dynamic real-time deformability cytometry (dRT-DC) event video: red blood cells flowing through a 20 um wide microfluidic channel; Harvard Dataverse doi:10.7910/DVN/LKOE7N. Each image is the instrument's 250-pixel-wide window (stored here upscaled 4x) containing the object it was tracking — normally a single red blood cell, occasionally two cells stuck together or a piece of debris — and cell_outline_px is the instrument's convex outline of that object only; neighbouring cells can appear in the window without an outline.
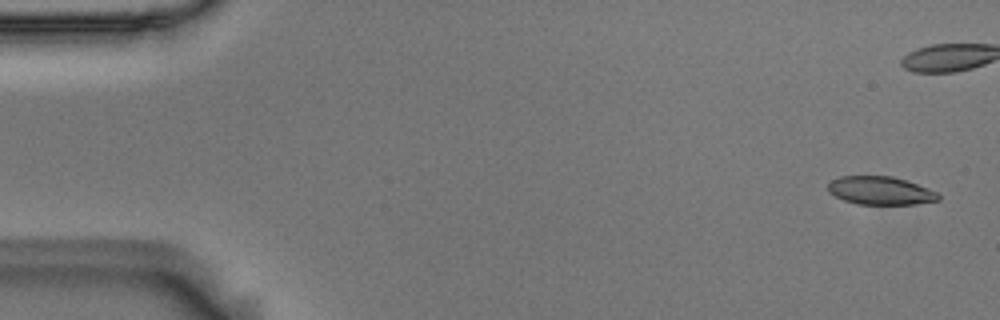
{"species": "Egyptian fruit bat (a non-hibernating species)", "species_latin": "Rousettus aegyptiacus", "temperature_condition": "room temperature", "stored_images_in_passage": 6, "camera_frame_rate_fps": 3000, "um_per_image_px": 0.085, "animal": {"sex": "male"}, "frame": {"image": 1, "passage_image": 1, "time_ms": 0.0, "image_size_px": [1000, 320], "cell_outline_px": [[940, 200], [916, 204], [856, 204], [844, 200], [828, 192], [828, 184], [832, 180], [840, 176], [892, 176], [916, 184], [936, 192], [940, 196]], "centroid_in_image_um": [74.81, 16.21], "position_along_channel_um": 10.2, "area_um2": 17.98}}
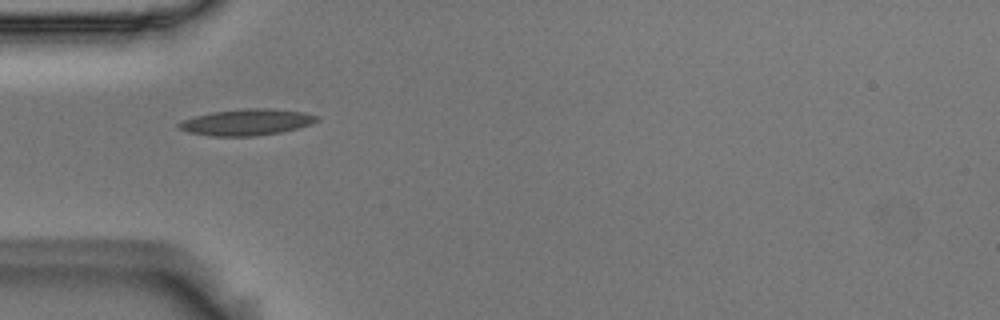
{"frame": {"image": 2, "passage_image": 5, "time_ms": 1.333, "image_size_px": [1000, 320], "cell_outline_px": [[320, 120], [296, 128], [280, 132], [256, 136], [212, 136], [188, 132], [176, 128], [176, 124], [184, 120], [196, 116], [212, 112], [244, 108], [268, 108], [304, 112], [320, 116]], "centroid_in_image_um": [20.96, 10.38], "position_along_channel_um": 64.0, "area_um2": 21.1}}
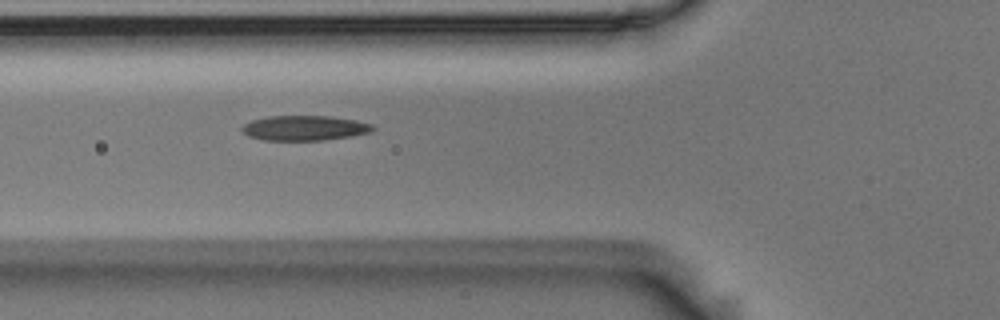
{"frame": {"image": 3, "passage_image": 6, "time_ms": 1.667, "image_size_px": [1000, 320], "cell_outline_px": [[376, 128], [372, 132], [352, 136], [324, 140], [264, 140], [248, 136], [240, 128], [244, 124], [252, 120], [268, 116], [332, 116], [356, 120], [372, 124]], "centroid_in_image_um": [25.92, 10.88], "position_along_channel_um": 99.9, "area_um2": 19.13}}